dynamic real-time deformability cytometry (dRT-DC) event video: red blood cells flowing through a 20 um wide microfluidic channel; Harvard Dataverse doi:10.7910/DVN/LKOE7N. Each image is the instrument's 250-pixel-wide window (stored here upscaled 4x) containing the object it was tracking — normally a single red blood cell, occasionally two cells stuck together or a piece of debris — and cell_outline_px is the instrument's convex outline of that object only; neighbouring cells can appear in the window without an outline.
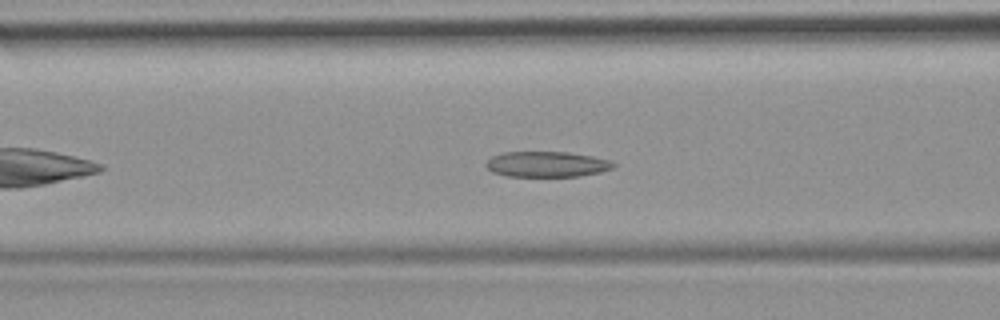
{"species": "common noctule bat (a hibernating species)", "species_latin": "Nyctalus noctula", "temperature_condition": "room temperature", "stored_images_in_passage": 41, "camera_frame_rate_fps": 3000, "um_per_image_px": 0.085, "animal": {"sex": "female", "body_mass_g": 19.9}, "frame": {"image": 1, "passage_image": 10, "time_ms": 3.0, "image_size_px": [1000, 320], "cell_outline_px": [[616, 164], [612, 168], [600, 172], [580, 176], [508, 176], [492, 172], [484, 164], [492, 156], [504, 152], [568, 152], [592, 156], [612, 160]], "centroid_in_image_um": [46.49, 13.95], "position_along_channel_um": 120.1, "area_um2": 18.96}}
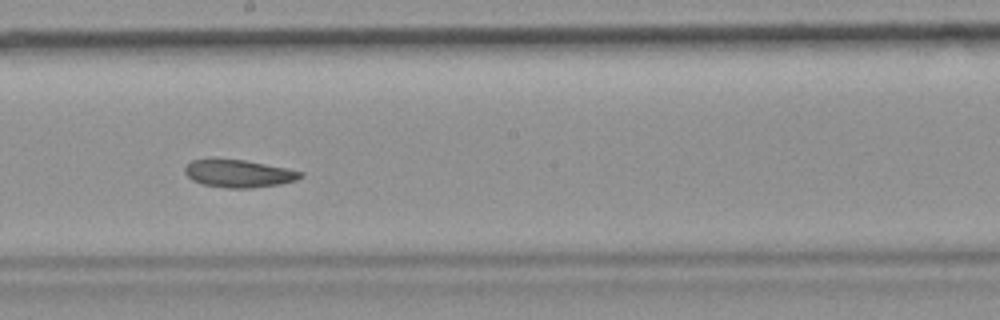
{"frame": {"image": 2, "passage_image": 18, "time_ms": 5.667, "image_size_px": [1000, 320], "cell_outline_px": [[304, 176], [296, 180], [280, 184], [252, 188], [228, 188], [204, 184], [192, 180], [184, 172], [184, 168], [192, 160], [212, 156], [216, 156], [244, 160], [304, 172]], "centroid_in_image_um": [20.24, 14.71], "position_along_channel_um": 228.0, "area_um2": 19.02}}
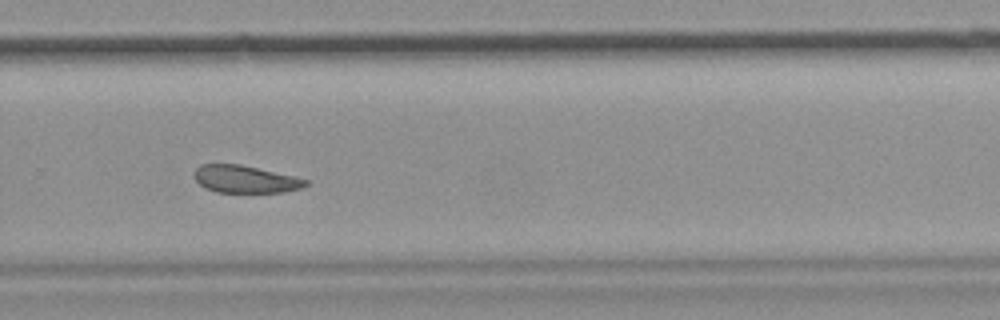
{"frame": {"image": 3, "passage_image": 24, "time_ms": 7.667, "image_size_px": [1000, 320], "cell_outline_px": [[308, 184], [304, 188], [284, 192], [216, 192], [204, 188], [196, 180], [192, 172], [200, 164], [240, 164], [296, 176], [308, 180]], "centroid_in_image_um": [20.86, 15.23], "position_along_channel_um": 308.9, "area_um2": 18.03}}